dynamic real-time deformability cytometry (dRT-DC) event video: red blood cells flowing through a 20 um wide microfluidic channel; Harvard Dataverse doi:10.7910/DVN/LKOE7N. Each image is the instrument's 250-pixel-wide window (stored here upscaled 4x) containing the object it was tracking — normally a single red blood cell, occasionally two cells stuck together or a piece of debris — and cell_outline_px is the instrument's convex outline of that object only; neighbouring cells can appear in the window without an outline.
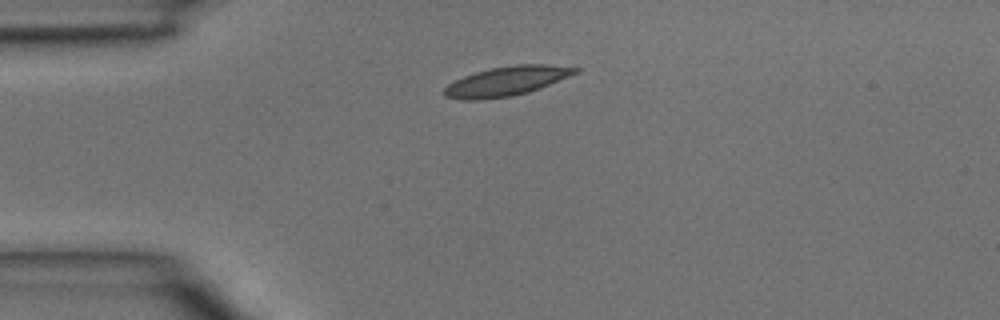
{"species": "common noctule bat (a hibernating species)", "species_latin": "Nyctalus noctula", "temperature_condition": "room temperature", "stored_images_in_passage": 6, "camera_frame_rate_fps": 3000, "um_per_image_px": 0.085, "animal": {"sex": "male", "body_mass_g": 15.6}, "frame": {"image": 1, "passage_image": 6, "time_ms": 1.667, "image_size_px": [1000, 320], "cell_outline_px": [[580, 72], [540, 88], [528, 92], [512, 96], [476, 100], [464, 100], [444, 96], [444, 88], [448, 84], [464, 76], [476, 72], [492, 68], [516, 64], [548, 64], [580, 68]], "centroid_in_image_um": [43.09, 6.89], "position_along_channel_um": 41.9, "area_um2": 22.37}}